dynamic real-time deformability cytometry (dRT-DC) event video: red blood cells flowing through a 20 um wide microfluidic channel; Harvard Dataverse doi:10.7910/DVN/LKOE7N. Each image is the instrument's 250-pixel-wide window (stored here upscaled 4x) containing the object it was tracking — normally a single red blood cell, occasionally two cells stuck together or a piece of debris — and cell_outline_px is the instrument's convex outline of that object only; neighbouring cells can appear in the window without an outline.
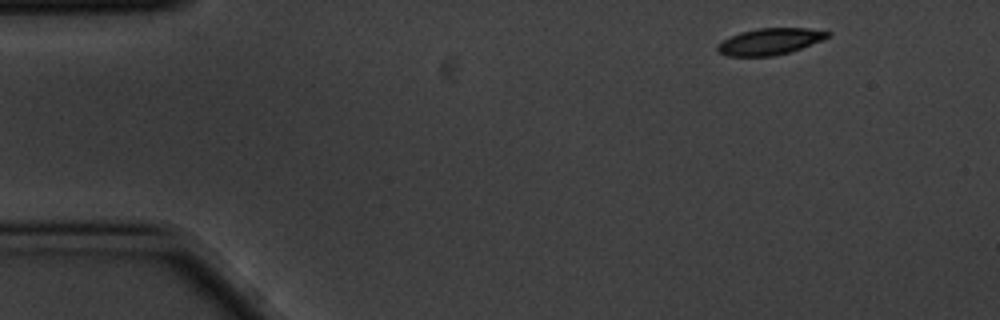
{"species": "common noctule bat (a hibernating species)", "species_latin": "Nyctalus noctula", "temperature_condition": "cold", "stored_images_in_passage": 7, "camera_frame_rate_fps": 3000, "um_per_image_px": 0.085, "animal": {"sex": "male", "body_mass_g": 20.1, "forearm_length_mm": 53.5}, "frame": {"image": 1, "passage_image": 1, "time_ms": 0.0, "image_size_px": [1000, 320], "cell_outline_px": [[832, 32], [828, 36], [820, 40], [800, 48], [788, 52], [772, 56], [728, 56], [716, 52], [716, 44], [740, 32], [756, 28], [808, 28]], "centroid_in_image_um": [65.37, 3.52], "position_along_channel_um": 19.6, "area_um2": 16.82}}
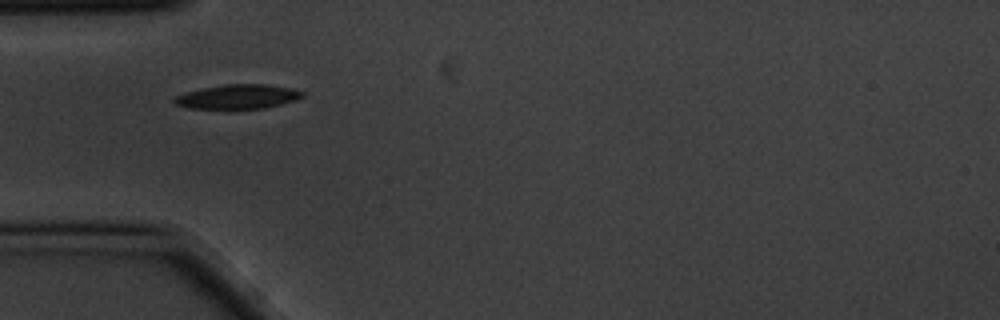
{"frame": {"image": 2, "passage_image": 4, "time_ms": 1.0, "image_size_px": [1000, 320], "cell_outline_px": [[304, 96], [296, 100], [264, 108], [188, 108], [176, 104], [172, 100], [176, 96], [188, 92], [204, 88], [224, 84], [268, 84], [292, 88], [304, 92]], "centroid_in_image_um": [20.26, 8.21], "position_along_channel_um": 64.7, "area_um2": 17.92}}